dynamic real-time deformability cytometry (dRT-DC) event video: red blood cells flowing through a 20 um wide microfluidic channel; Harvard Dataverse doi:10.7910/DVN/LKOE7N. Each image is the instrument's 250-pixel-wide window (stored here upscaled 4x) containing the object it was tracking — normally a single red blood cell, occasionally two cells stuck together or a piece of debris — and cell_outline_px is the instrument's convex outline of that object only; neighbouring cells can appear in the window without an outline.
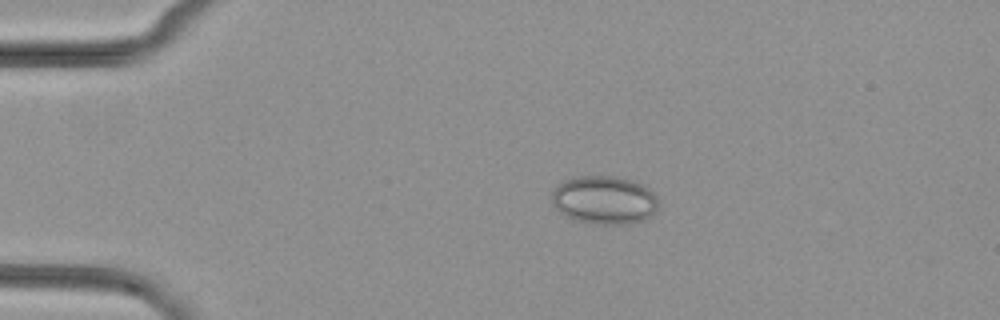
{"species": "common noctule bat (a hibernating species)", "species_latin": "Nyctalus noctula", "temperature_condition": "cold", "stored_images_in_passage": 42, "camera_frame_rate_fps": 3000, "um_per_image_px": 0.085, "animal": {"sex": "female", "body_mass_g": 29.2, "forearm_length_mm": 56.3}, "frame": {"image": 1, "passage_image": 1, "time_ms": 0.0, "image_size_px": [1000, 320], "cell_outline_px": [[660, 204], [656, 212], [652, 216], [644, 220], [624, 224], [600, 224], [576, 220], [560, 212], [552, 204], [552, 192], [564, 180], [580, 176], [612, 176], [628, 180], [640, 184], [648, 188], [660, 200]], "centroid_in_image_um": [51.4, 17.01], "position_along_channel_um": 33.6, "area_um2": 29.88}}
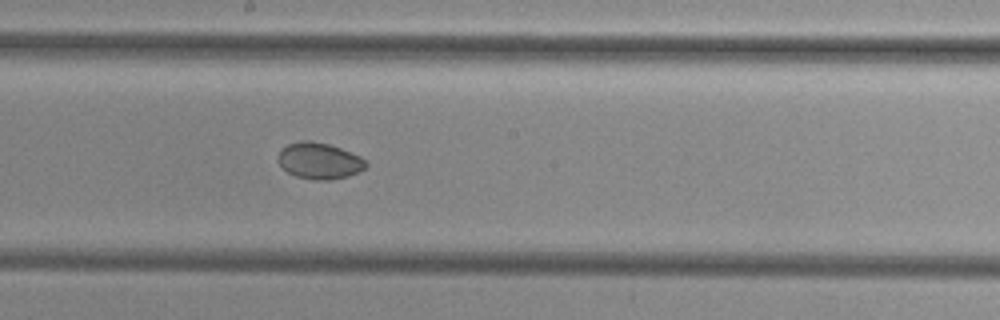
{"frame": {"image": 2, "passage_image": 19, "time_ms": 6.0, "image_size_px": [1000, 320], "cell_outline_px": [[368, 164], [364, 168], [348, 176], [328, 180], [312, 180], [296, 176], [288, 172], [276, 160], [276, 156], [280, 148], [288, 144], [300, 140], [312, 140], [328, 144], [340, 148], [360, 156], [368, 160]], "centroid_in_image_um": [27.11, 13.65], "position_along_channel_um": 221.1, "area_um2": 18.79}}
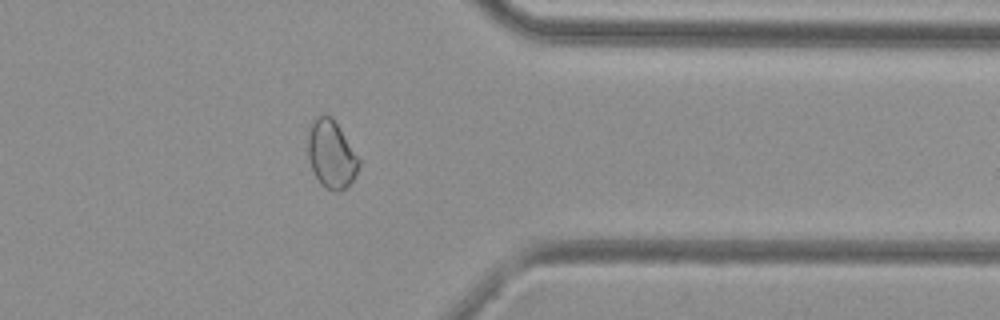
{"frame": {"image": 3, "passage_image": 32, "time_ms": 10.333, "image_size_px": [1000, 320], "cell_outline_px": [[360, 164], [356, 176], [340, 192], [336, 192], [324, 188], [320, 184], [308, 160], [308, 136], [312, 124], [316, 116], [324, 112], [336, 124], [360, 160]], "centroid_in_image_um": [28.15, 13.15], "position_along_channel_um": 383.3, "area_um2": 19.83}}